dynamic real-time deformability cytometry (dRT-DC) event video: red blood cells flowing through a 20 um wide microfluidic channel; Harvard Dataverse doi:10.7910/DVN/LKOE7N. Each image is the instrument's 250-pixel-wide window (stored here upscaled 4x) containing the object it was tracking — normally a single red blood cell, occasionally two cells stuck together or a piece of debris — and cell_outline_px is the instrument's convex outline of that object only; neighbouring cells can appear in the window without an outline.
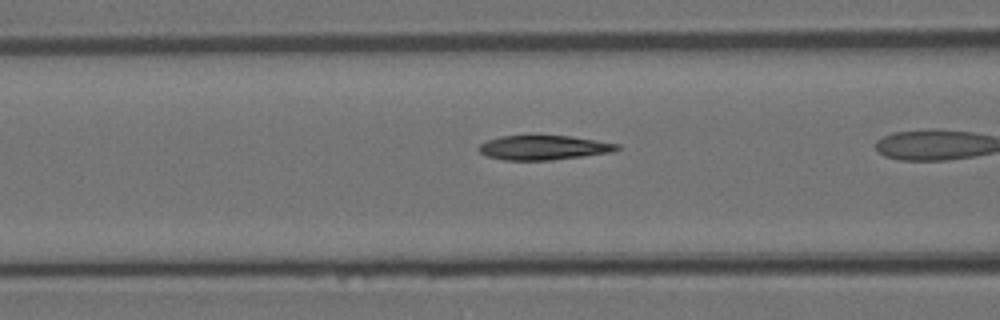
{"species": "Egyptian fruit bat (a non-hibernating species)", "species_latin": "Rousettus aegyptiacus", "temperature_condition": "room temperature", "stored_images_in_passage": 32, "camera_frame_rate_fps": 3000, "um_per_image_px": 0.085, "animal": {"sex": "female"}, "frame": {"image": 1, "passage_image": 14, "time_ms": 4.333, "image_size_px": [1000, 320], "cell_outline_px": [[620, 148], [612, 152], [584, 156], [552, 160], [504, 160], [488, 156], [480, 152], [476, 148], [480, 144], [488, 140], [500, 136], [572, 136], [620, 144]], "centroid_in_image_um": [46.22, 12.55], "position_along_channel_um": 120.4, "area_um2": 19.65}}